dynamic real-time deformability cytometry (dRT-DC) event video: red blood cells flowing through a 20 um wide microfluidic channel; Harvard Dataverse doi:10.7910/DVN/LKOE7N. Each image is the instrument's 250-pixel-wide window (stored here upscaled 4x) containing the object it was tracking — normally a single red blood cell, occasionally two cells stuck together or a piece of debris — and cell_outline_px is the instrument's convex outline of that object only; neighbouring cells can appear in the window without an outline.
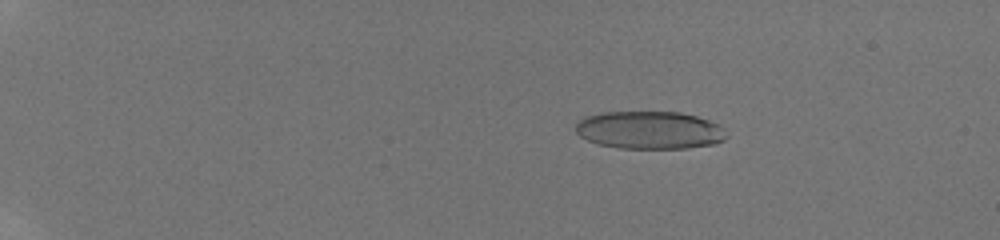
{"species": "human", "species_latin": "Homo sapiens", "temperature_condition": "room temperature", "stored_images_in_passage": 37, "camera_frame_rate_fps": 3000, "um_per_image_px": 0.085, "donor": {"sex": "male"}, "frame": {"image": 1, "passage_image": 16, "time_ms": 3.667, "image_size_px": [1000, 240], "cell_outline_px": [[728, 136], [724, 140], [716, 144], [688, 148], [616, 148], [596, 144], [580, 136], [576, 132], [576, 124], [584, 116], [600, 112], [680, 112], [696, 116], [720, 124], [724, 128]], "centroid_in_image_um": [55.23, 11.06], "position_along_channel_um": 29.8, "area_um2": 33.58}}
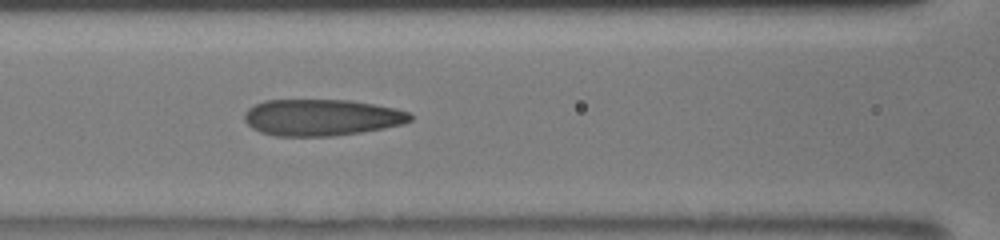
{"frame": {"image": 2, "passage_image": 33, "time_ms": 9.333, "image_size_px": [1000, 240], "cell_outline_px": [[412, 120], [404, 124], [384, 128], [360, 132], [332, 136], [276, 136], [260, 132], [252, 128], [244, 120], [244, 112], [248, 108], [264, 100], [348, 100], [396, 108], [408, 112], [412, 116]], "centroid_in_image_um": [27.32, 9.98], "position_along_channel_um": 139.3, "area_um2": 35.32}}
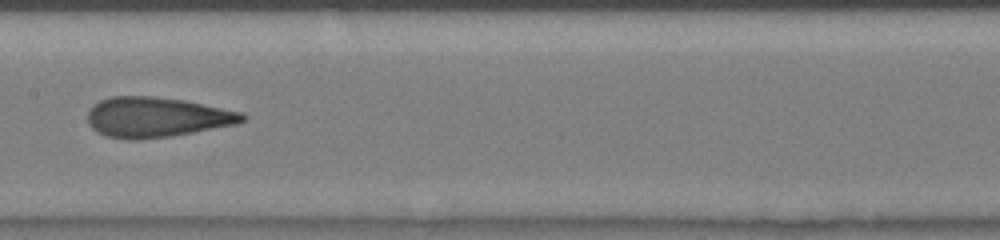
{"frame": {"image": 3, "passage_image": 36, "time_ms": 10.667, "image_size_px": [1000, 240], "cell_outline_px": [[248, 116], [244, 120], [236, 124], [192, 132], [168, 136], [136, 140], [128, 140], [104, 136], [96, 132], [88, 124], [88, 112], [92, 104], [100, 100], [112, 96], [152, 96], [184, 100], [244, 112]], "centroid_in_image_um": [13.28, 9.96], "position_along_channel_um": 194.1, "area_um2": 36.3}}